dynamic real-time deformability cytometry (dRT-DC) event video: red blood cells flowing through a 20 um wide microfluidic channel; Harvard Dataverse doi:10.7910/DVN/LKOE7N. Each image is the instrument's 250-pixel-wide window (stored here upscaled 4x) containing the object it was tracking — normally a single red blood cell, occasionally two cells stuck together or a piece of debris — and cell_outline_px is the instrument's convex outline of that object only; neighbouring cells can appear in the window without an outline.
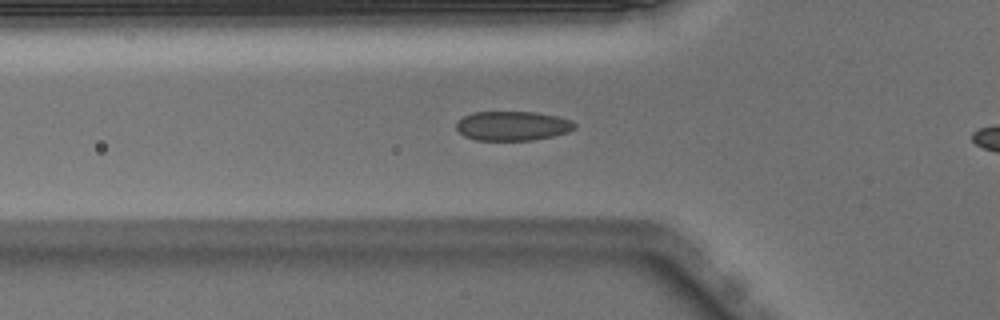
{"species": "Egyptian fruit bat (a non-hibernating species)", "species_latin": "Rousettus aegyptiacus", "temperature_condition": "warm", "stored_images_in_passage": 36, "camera_frame_rate_fps": 3000, "um_per_image_px": 0.085, "animal": {"sex": "male"}, "frame": {"image": 1, "passage_image": 8, "time_ms": 2.333, "image_size_px": [1000, 320], "cell_outline_px": [[576, 128], [568, 132], [552, 136], [532, 140], [476, 140], [464, 136], [456, 128], [456, 124], [464, 116], [472, 112], [536, 112], [556, 116], [568, 120], [576, 124]], "centroid_in_image_um": [43.56, 10.7], "position_along_channel_um": 82.2, "area_um2": 20.11}}
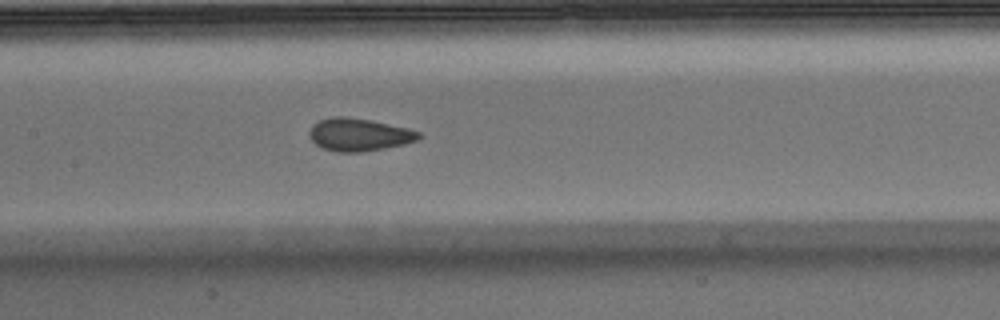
{"frame": {"image": 2, "passage_image": 15, "time_ms": 4.667, "image_size_px": [1000, 320], "cell_outline_px": [[424, 136], [416, 140], [404, 144], [384, 148], [360, 152], [336, 152], [324, 148], [316, 144], [308, 136], [308, 132], [312, 124], [320, 120], [332, 116], [344, 116], [368, 120], [408, 128], [420, 132]], "centroid_in_image_um": [30.49, 11.44], "position_along_channel_um": 176.9, "area_um2": 20.81}}
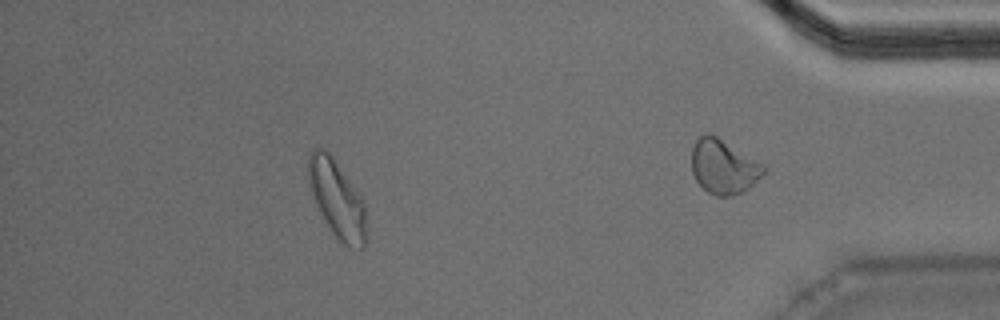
{"frame": {"image": 3, "passage_image": 30, "time_ms": 9.667, "image_size_px": [1000, 320], "cell_outline_px": [[368, 236], [364, 248], [360, 248], [344, 244], [336, 240], [320, 212], [312, 196], [308, 180], [308, 156], [312, 148], [324, 148], [332, 156], [360, 196], [364, 204]], "centroid_in_image_um": [28.64, 16.94], "position_along_channel_um": 406.6, "area_um2": 26.18}}